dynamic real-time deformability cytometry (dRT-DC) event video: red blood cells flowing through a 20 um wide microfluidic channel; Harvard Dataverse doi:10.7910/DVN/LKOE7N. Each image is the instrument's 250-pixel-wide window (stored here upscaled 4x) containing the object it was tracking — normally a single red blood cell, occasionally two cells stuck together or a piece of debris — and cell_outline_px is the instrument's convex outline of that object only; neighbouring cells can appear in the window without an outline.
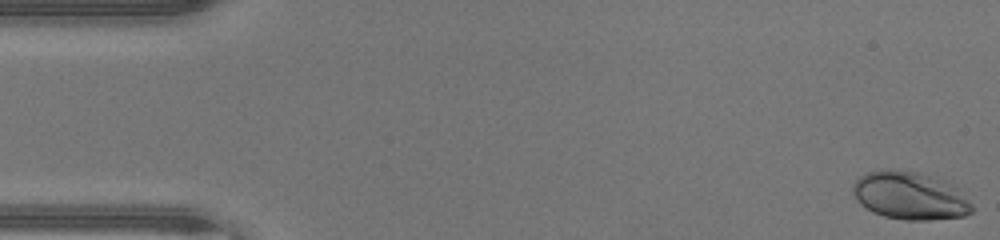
{"species": "human", "species_latin": "Homo sapiens", "temperature_condition": "warm", "stored_images_in_passage": 47, "camera_frame_rate_fps": 3000, "um_per_image_px": 0.085, "donor": {"sex": "male"}, "frame": {"image": 1, "passage_image": 1, "time_ms": 0.0, "image_size_px": [1000, 240], "cell_outline_px": [[972, 212], [964, 216], [928, 220], [904, 220], [884, 216], [872, 212], [860, 204], [852, 192], [852, 184], [860, 176], [868, 172], [896, 168], [916, 172], [940, 180], [948, 184], [972, 204]], "centroid_in_image_um": [77.26, 16.65], "position_along_channel_um": 7.7, "area_um2": 32.66}}
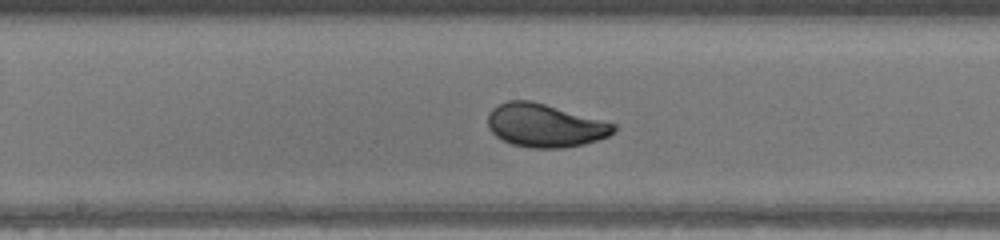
{"frame": {"image": 2, "passage_image": 24, "time_ms": 7.667, "image_size_px": [1000, 240], "cell_outline_px": [[616, 128], [608, 136], [584, 144], [564, 148], [532, 148], [512, 144], [496, 136], [488, 128], [488, 112], [492, 108], [508, 100], [532, 100], [616, 124]], "centroid_in_image_um": [46.29, 10.66], "position_along_channel_um": 201.9, "area_um2": 31.62}}
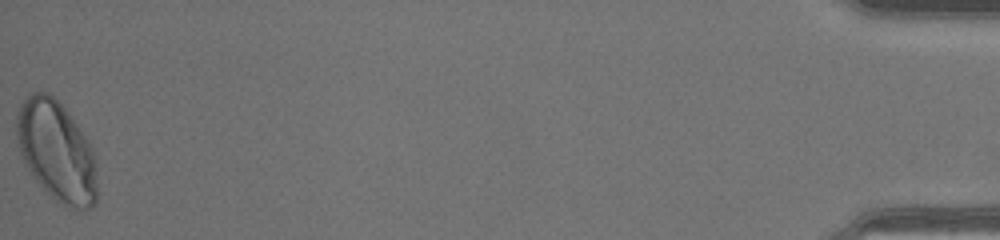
{"frame": {"image": 3, "passage_image": 47, "time_ms": 15.333, "image_size_px": [1000, 240], "cell_outline_px": [[96, 204], [92, 208], [76, 208], [64, 204], [56, 200], [36, 180], [28, 168], [20, 152], [16, 136], [16, 116], [20, 104], [24, 96], [28, 92], [48, 92], [68, 112], [88, 140], [92, 148], [96, 160]], "centroid_in_image_um": [4.8, 12.8], "position_along_channel_um": 430.4, "area_um2": 46.82}, "authors_computed_cell_mechanics": {"area_um2": 31.6166, "velocity_mm_per_s": 4.416, "shape_relaxation_time_tau1_ms": 2.0979, "shape_relaxation_time_tau2_ms": null, "deformation_change_tau1": 0.1277, "deformation_change_tau2": null}}